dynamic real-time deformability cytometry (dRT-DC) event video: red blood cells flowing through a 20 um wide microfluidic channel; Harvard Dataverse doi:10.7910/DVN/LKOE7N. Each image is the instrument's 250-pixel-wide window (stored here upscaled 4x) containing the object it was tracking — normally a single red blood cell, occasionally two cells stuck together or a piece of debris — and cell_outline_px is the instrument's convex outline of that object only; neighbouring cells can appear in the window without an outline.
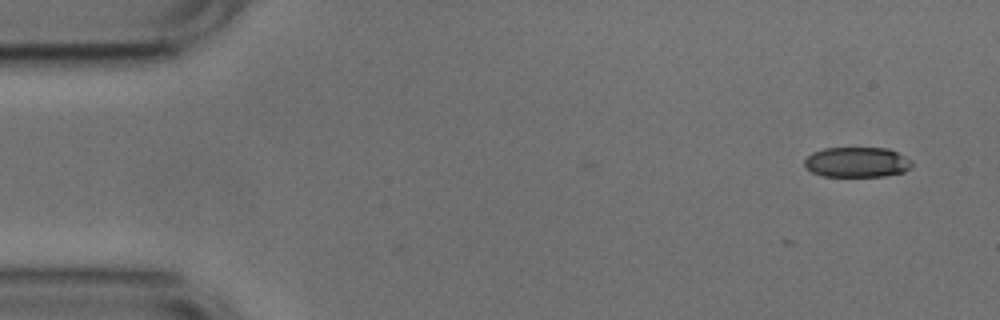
{"species": "common noctule bat (a hibernating species)", "species_latin": "Nyctalus noctula", "temperature_condition": "cold", "stored_images_in_passage": 2, "camera_frame_rate_fps": 3000, "um_per_image_px": 0.085, "animal": {"sex": "male", "body_mass_g": 17.9, "forearm_length_mm": 54.2}, "frame": {"image": 1, "passage_image": 2, "time_ms": 0.333, "image_size_px": [1000, 320], "cell_outline_px": [[912, 164], [904, 172], [884, 176], [824, 176], [812, 172], [804, 164], [804, 160], [812, 152], [824, 148], [888, 148], [912, 160]], "centroid_in_image_um": [72.83, 13.78], "position_along_channel_um": 12.2, "area_um2": 18.79}}